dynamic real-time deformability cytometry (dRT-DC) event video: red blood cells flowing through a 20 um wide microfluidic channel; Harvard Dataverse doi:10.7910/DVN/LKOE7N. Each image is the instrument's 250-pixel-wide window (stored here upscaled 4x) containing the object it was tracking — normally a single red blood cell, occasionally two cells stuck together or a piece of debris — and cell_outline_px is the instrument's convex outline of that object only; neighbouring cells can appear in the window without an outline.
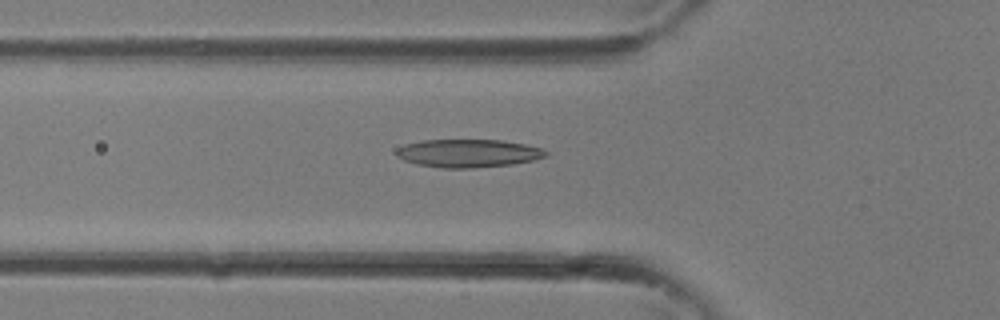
{"species": "common noctule bat (a hibernating species)", "species_latin": "Nyctalus noctula", "temperature_condition": "room temperature", "stored_images_in_passage": 31, "camera_frame_rate_fps": 3000, "um_per_image_px": 0.085, "animal": {"sex": "female"}, "frame": {"image": 1, "passage_image": 11, "time_ms": 3.333, "image_size_px": [1000, 320], "cell_outline_px": [[548, 156], [532, 160], [512, 164], [472, 168], [440, 168], [420, 164], [404, 160], [396, 156], [396, 148], [404, 144], [420, 140], [500, 140], [524, 144], [540, 148], [548, 152]], "centroid_in_image_um": [39.77, 13.02], "position_along_channel_um": 86.0, "area_um2": 24.39}}
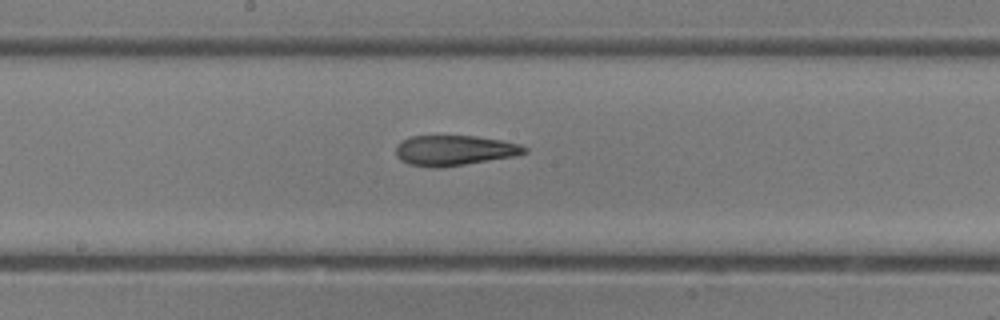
{"frame": {"image": 2, "passage_image": 17, "time_ms": 5.333, "image_size_px": [1000, 320], "cell_outline_px": [[528, 152], [516, 156], [444, 168], [432, 168], [408, 164], [400, 160], [396, 156], [396, 144], [412, 136], [476, 136], [500, 140], [520, 144], [528, 148]], "centroid_in_image_um": [38.63, 12.8], "position_along_channel_um": 209.6, "area_um2": 22.95}}
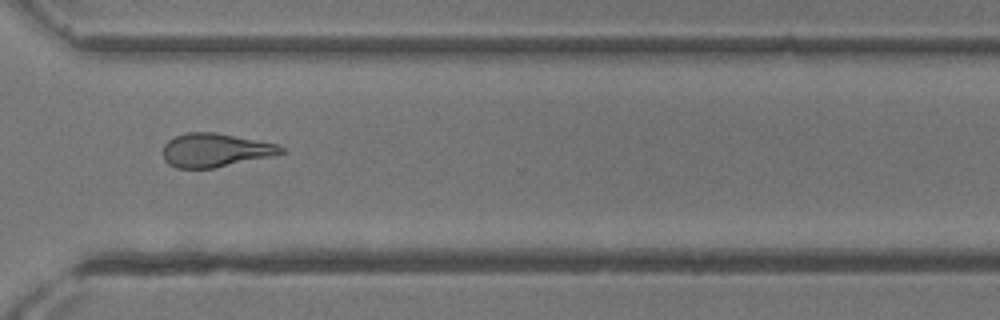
{"frame": {"image": 3, "passage_image": 24, "time_ms": 7.667, "image_size_px": [1000, 320], "cell_outline_px": [[284, 152], [272, 156], [212, 168], [176, 168], [168, 164], [164, 160], [164, 144], [168, 140], [176, 136], [188, 132], [216, 132], [276, 144], [284, 148]], "centroid_in_image_um": [18.27, 12.76], "position_along_channel_um": 352.3, "area_um2": 22.89}}